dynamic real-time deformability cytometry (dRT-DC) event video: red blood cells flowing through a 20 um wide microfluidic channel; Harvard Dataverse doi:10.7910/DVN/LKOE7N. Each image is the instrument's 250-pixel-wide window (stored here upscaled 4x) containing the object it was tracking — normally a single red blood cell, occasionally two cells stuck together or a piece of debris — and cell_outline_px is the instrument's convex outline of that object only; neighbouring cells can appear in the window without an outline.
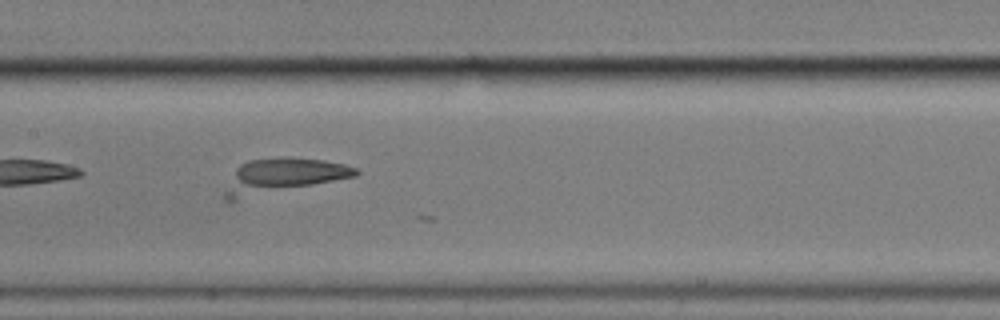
{"species": "common noctule bat (a hibernating species)", "species_latin": "Nyctalus noctula", "temperature_condition": "cold", "stored_images_in_passage": 11, "camera_frame_rate_fps": 3000, "um_per_image_px": 0.085, "animal": {"sex": "male", "body_mass_g": 17.9}, "frame": {"image": 1, "passage_image": 9, "time_ms": 10.667, "image_size_px": [1000, 320], "cell_outline_px": [[360, 172], [356, 176], [232, 204], [228, 204], [224, 200], [224, 192], [236, 168], [240, 164], [248, 160], [324, 160], [344, 164], [356, 168]], "centroid_in_image_um": [23.94, 15.08], "position_along_channel_um": 183.5, "area_um2": 26.65}}
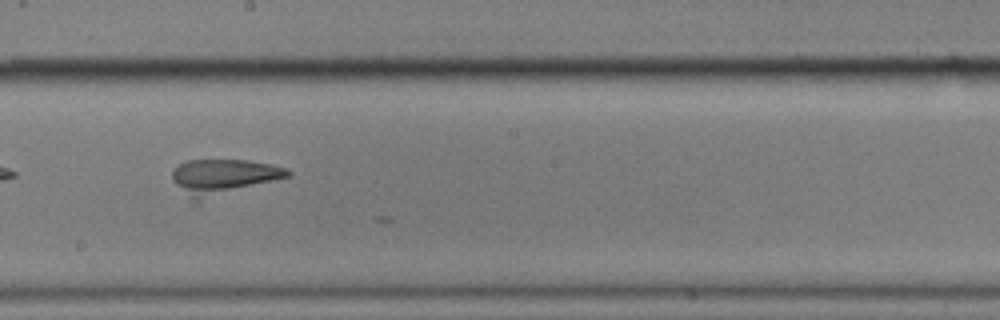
{"frame": {"image": 2, "passage_image": 10, "time_ms": 12.0, "image_size_px": [1000, 320], "cell_outline_px": [[292, 176], [196, 204], [172, 180], [172, 172], [180, 164], [188, 160], [248, 160], [272, 164], [288, 168], [292, 172]], "centroid_in_image_um": [19.05, 15.07], "position_along_channel_um": 229.2, "area_um2": 24.45}}